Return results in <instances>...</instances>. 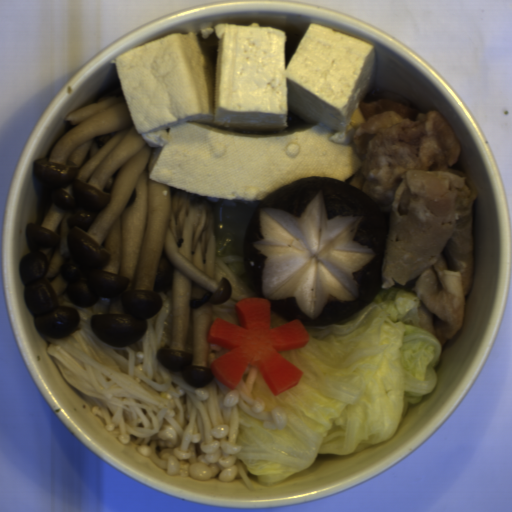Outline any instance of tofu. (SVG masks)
Here are the masks:
<instances>
[{
    "label": "tofu",
    "instance_id": "obj_1",
    "mask_svg": "<svg viewBox=\"0 0 512 512\" xmlns=\"http://www.w3.org/2000/svg\"><path fill=\"white\" fill-rule=\"evenodd\" d=\"M216 63L196 33L114 58L149 179L203 196L262 202L305 177L346 181L362 165L349 121L376 77L368 42L309 24L285 66L286 34L218 23Z\"/></svg>",
    "mask_w": 512,
    "mask_h": 512
}]
</instances>
